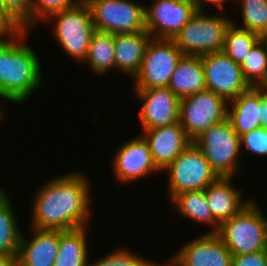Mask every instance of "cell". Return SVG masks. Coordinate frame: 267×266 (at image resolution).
Wrapping results in <instances>:
<instances>
[{"label": "cell", "instance_id": "6da1fadb", "mask_svg": "<svg viewBox=\"0 0 267 266\" xmlns=\"http://www.w3.org/2000/svg\"><path fill=\"white\" fill-rule=\"evenodd\" d=\"M84 173L79 170L60 174L41 185L31 203L29 227L61 231L87 227L92 198L91 182Z\"/></svg>", "mask_w": 267, "mask_h": 266}, {"label": "cell", "instance_id": "7a4b0ae2", "mask_svg": "<svg viewBox=\"0 0 267 266\" xmlns=\"http://www.w3.org/2000/svg\"><path fill=\"white\" fill-rule=\"evenodd\" d=\"M30 31L24 29L16 37L0 41V107L3 110L8 102L24 104L44 84L39 54L26 42Z\"/></svg>", "mask_w": 267, "mask_h": 266}, {"label": "cell", "instance_id": "3957f363", "mask_svg": "<svg viewBox=\"0 0 267 266\" xmlns=\"http://www.w3.org/2000/svg\"><path fill=\"white\" fill-rule=\"evenodd\" d=\"M53 20V21H52ZM46 21V22H45ZM51 25V36L60 49L76 63H83L95 31L90 6L81 0L75 6L49 15L43 23Z\"/></svg>", "mask_w": 267, "mask_h": 266}, {"label": "cell", "instance_id": "277c9868", "mask_svg": "<svg viewBox=\"0 0 267 266\" xmlns=\"http://www.w3.org/2000/svg\"><path fill=\"white\" fill-rule=\"evenodd\" d=\"M252 199L237 215L222 222L216 232L233 256L267 250V216Z\"/></svg>", "mask_w": 267, "mask_h": 266}, {"label": "cell", "instance_id": "5b68a950", "mask_svg": "<svg viewBox=\"0 0 267 266\" xmlns=\"http://www.w3.org/2000/svg\"><path fill=\"white\" fill-rule=\"evenodd\" d=\"M198 9L173 41L184 55L202 56L222 52L232 18Z\"/></svg>", "mask_w": 267, "mask_h": 266}, {"label": "cell", "instance_id": "8992f818", "mask_svg": "<svg viewBox=\"0 0 267 266\" xmlns=\"http://www.w3.org/2000/svg\"><path fill=\"white\" fill-rule=\"evenodd\" d=\"M193 143L203 152L218 177H234L240 169V136L228 119L211 126Z\"/></svg>", "mask_w": 267, "mask_h": 266}, {"label": "cell", "instance_id": "52a82bcc", "mask_svg": "<svg viewBox=\"0 0 267 266\" xmlns=\"http://www.w3.org/2000/svg\"><path fill=\"white\" fill-rule=\"evenodd\" d=\"M163 171L168 177L169 200L181 192L206 189L219 178L193 142Z\"/></svg>", "mask_w": 267, "mask_h": 266}, {"label": "cell", "instance_id": "ba28073f", "mask_svg": "<svg viewBox=\"0 0 267 266\" xmlns=\"http://www.w3.org/2000/svg\"><path fill=\"white\" fill-rule=\"evenodd\" d=\"M227 115L228 101L207 89L180 100L179 123L192 142Z\"/></svg>", "mask_w": 267, "mask_h": 266}, {"label": "cell", "instance_id": "9c48e42d", "mask_svg": "<svg viewBox=\"0 0 267 266\" xmlns=\"http://www.w3.org/2000/svg\"><path fill=\"white\" fill-rule=\"evenodd\" d=\"M183 55L173 40L151 38L145 48L140 70L132 79L133 90L168 87Z\"/></svg>", "mask_w": 267, "mask_h": 266}, {"label": "cell", "instance_id": "30bf717a", "mask_svg": "<svg viewBox=\"0 0 267 266\" xmlns=\"http://www.w3.org/2000/svg\"><path fill=\"white\" fill-rule=\"evenodd\" d=\"M95 30L113 35L146 30L145 5L133 0H85Z\"/></svg>", "mask_w": 267, "mask_h": 266}, {"label": "cell", "instance_id": "8fae6325", "mask_svg": "<svg viewBox=\"0 0 267 266\" xmlns=\"http://www.w3.org/2000/svg\"><path fill=\"white\" fill-rule=\"evenodd\" d=\"M198 9L191 0H153L145 6L146 31L154 39L173 40Z\"/></svg>", "mask_w": 267, "mask_h": 266}, {"label": "cell", "instance_id": "7c38bea8", "mask_svg": "<svg viewBox=\"0 0 267 266\" xmlns=\"http://www.w3.org/2000/svg\"><path fill=\"white\" fill-rule=\"evenodd\" d=\"M201 60L206 89L228 102L251 87L243 77L240 64L234 62L223 52L202 55Z\"/></svg>", "mask_w": 267, "mask_h": 266}, {"label": "cell", "instance_id": "4fadbf2b", "mask_svg": "<svg viewBox=\"0 0 267 266\" xmlns=\"http://www.w3.org/2000/svg\"><path fill=\"white\" fill-rule=\"evenodd\" d=\"M111 168L117 182L132 184L152 173L160 172L156 167L148 142L143 135L128 139L113 155Z\"/></svg>", "mask_w": 267, "mask_h": 266}, {"label": "cell", "instance_id": "5bb4252c", "mask_svg": "<svg viewBox=\"0 0 267 266\" xmlns=\"http://www.w3.org/2000/svg\"><path fill=\"white\" fill-rule=\"evenodd\" d=\"M141 102L138 115L142 130L168 126L179 122L180 98L168 87L134 90Z\"/></svg>", "mask_w": 267, "mask_h": 266}, {"label": "cell", "instance_id": "9a60e30c", "mask_svg": "<svg viewBox=\"0 0 267 266\" xmlns=\"http://www.w3.org/2000/svg\"><path fill=\"white\" fill-rule=\"evenodd\" d=\"M232 254L216 233H203L187 241L172 260L177 266H232Z\"/></svg>", "mask_w": 267, "mask_h": 266}, {"label": "cell", "instance_id": "2e32d148", "mask_svg": "<svg viewBox=\"0 0 267 266\" xmlns=\"http://www.w3.org/2000/svg\"><path fill=\"white\" fill-rule=\"evenodd\" d=\"M141 132L148 142L153 161L161 172L192 143L179 122Z\"/></svg>", "mask_w": 267, "mask_h": 266}, {"label": "cell", "instance_id": "e0dca14e", "mask_svg": "<svg viewBox=\"0 0 267 266\" xmlns=\"http://www.w3.org/2000/svg\"><path fill=\"white\" fill-rule=\"evenodd\" d=\"M30 228L32 236L22 234L17 266H53L60 242V230ZM30 237V239H29Z\"/></svg>", "mask_w": 267, "mask_h": 266}, {"label": "cell", "instance_id": "ac0fdd59", "mask_svg": "<svg viewBox=\"0 0 267 266\" xmlns=\"http://www.w3.org/2000/svg\"><path fill=\"white\" fill-rule=\"evenodd\" d=\"M234 177H219L205 190L206 199L214 219L221 224L237 215L253 198H242L244 189H236Z\"/></svg>", "mask_w": 267, "mask_h": 266}, {"label": "cell", "instance_id": "d6986e66", "mask_svg": "<svg viewBox=\"0 0 267 266\" xmlns=\"http://www.w3.org/2000/svg\"><path fill=\"white\" fill-rule=\"evenodd\" d=\"M151 38L146 30L115 35V71L133 79L140 70L145 48Z\"/></svg>", "mask_w": 267, "mask_h": 266}, {"label": "cell", "instance_id": "ffe728a7", "mask_svg": "<svg viewBox=\"0 0 267 266\" xmlns=\"http://www.w3.org/2000/svg\"><path fill=\"white\" fill-rule=\"evenodd\" d=\"M227 119L239 136L260 128L259 87L251 86L230 100Z\"/></svg>", "mask_w": 267, "mask_h": 266}, {"label": "cell", "instance_id": "44dd1931", "mask_svg": "<svg viewBox=\"0 0 267 266\" xmlns=\"http://www.w3.org/2000/svg\"><path fill=\"white\" fill-rule=\"evenodd\" d=\"M168 88L180 99L206 89L201 56L183 55Z\"/></svg>", "mask_w": 267, "mask_h": 266}, {"label": "cell", "instance_id": "7402d4cb", "mask_svg": "<svg viewBox=\"0 0 267 266\" xmlns=\"http://www.w3.org/2000/svg\"><path fill=\"white\" fill-rule=\"evenodd\" d=\"M173 211L177 210L183 218L196 221L200 225H208V233H216L219 223L214 219L210 209L205 190L185 191L175 195L170 201Z\"/></svg>", "mask_w": 267, "mask_h": 266}, {"label": "cell", "instance_id": "603a6c76", "mask_svg": "<svg viewBox=\"0 0 267 266\" xmlns=\"http://www.w3.org/2000/svg\"><path fill=\"white\" fill-rule=\"evenodd\" d=\"M87 227L68 231L60 230V242L53 266H88L89 252Z\"/></svg>", "mask_w": 267, "mask_h": 266}, {"label": "cell", "instance_id": "cb8c5ba5", "mask_svg": "<svg viewBox=\"0 0 267 266\" xmlns=\"http://www.w3.org/2000/svg\"><path fill=\"white\" fill-rule=\"evenodd\" d=\"M115 35L95 30L90 39L88 54L82 64H88L95 76L115 71Z\"/></svg>", "mask_w": 267, "mask_h": 266}, {"label": "cell", "instance_id": "d4e9b609", "mask_svg": "<svg viewBox=\"0 0 267 266\" xmlns=\"http://www.w3.org/2000/svg\"><path fill=\"white\" fill-rule=\"evenodd\" d=\"M0 189V253L13 255L17 258L23 232L17 224L18 218L11 198L6 191Z\"/></svg>", "mask_w": 267, "mask_h": 266}, {"label": "cell", "instance_id": "484cf974", "mask_svg": "<svg viewBox=\"0 0 267 266\" xmlns=\"http://www.w3.org/2000/svg\"><path fill=\"white\" fill-rule=\"evenodd\" d=\"M262 39L258 34L241 29L233 24L225 35L222 52L237 64H242L248 52Z\"/></svg>", "mask_w": 267, "mask_h": 266}, {"label": "cell", "instance_id": "4316f807", "mask_svg": "<svg viewBox=\"0 0 267 266\" xmlns=\"http://www.w3.org/2000/svg\"><path fill=\"white\" fill-rule=\"evenodd\" d=\"M243 77L253 87H267V45L261 39L240 65Z\"/></svg>", "mask_w": 267, "mask_h": 266}, {"label": "cell", "instance_id": "83f0119b", "mask_svg": "<svg viewBox=\"0 0 267 266\" xmlns=\"http://www.w3.org/2000/svg\"><path fill=\"white\" fill-rule=\"evenodd\" d=\"M236 1V0H235ZM238 1V2H237ZM240 5L242 27L232 19V24L260 37L267 36V0H237Z\"/></svg>", "mask_w": 267, "mask_h": 266}, {"label": "cell", "instance_id": "f1b7e54d", "mask_svg": "<svg viewBox=\"0 0 267 266\" xmlns=\"http://www.w3.org/2000/svg\"><path fill=\"white\" fill-rule=\"evenodd\" d=\"M133 251L131 247L127 248L126 245L122 247L117 245L116 248L112 251L109 250V253L99 259L94 261L89 259L88 266H144L149 261L150 258Z\"/></svg>", "mask_w": 267, "mask_h": 266}, {"label": "cell", "instance_id": "f546056e", "mask_svg": "<svg viewBox=\"0 0 267 266\" xmlns=\"http://www.w3.org/2000/svg\"><path fill=\"white\" fill-rule=\"evenodd\" d=\"M81 0H32V30L49 15L71 8Z\"/></svg>", "mask_w": 267, "mask_h": 266}, {"label": "cell", "instance_id": "4dcf8cb0", "mask_svg": "<svg viewBox=\"0 0 267 266\" xmlns=\"http://www.w3.org/2000/svg\"><path fill=\"white\" fill-rule=\"evenodd\" d=\"M0 4L23 29H32V0H0Z\"/></svg>", "mask_w": 267, "mask_h": 266}, {"label": "cell", "instance_id": "1f68e13d", "mask_svg": "<svg viewBox=\"0 0 267 266\" xmlns=\"http://www.w3.org/2000/svg\"><path fill=\"white\" fill-rule=\"evenodd\" d=\"M244 146V147H243ZM257 157L267 156V129L260 127L240 136V151Z\"/></svg>", "mask_w": 267, "mask_h": 266}, {"label": "cell", "instance_id": "d6a6232c", "mask_svg": "<svg viewBox=\"0 0 267 266\" xmlns=\"http://www.w3.org/2000/svg\"><path fill=\"white\" fill-rule=\"evenodd\" d=\"M24 29L3 9L0 4V41L16 37Z\"/></svg>", "mask_w": 267, "mask_h": 266}, {"label": "cell", "instance_id": "836d02e7", "mask_svg": "<svg viewBox=\"0 0 267 266\" xmlns=\"http://www.w3.org/2000/svg\"><path fill=\"white\" fill-rule=\"evenodd\" d=\"M232 266H267V250L232 256Z\"/></svg>", "mask_w": 267, "mask_h": 266}, {"label": "cell", "instance_id": "e575fe53", "mask_svg": "<svg viewBox=\"0 0 267 266\" xmlns=\"http://www.w3.org/2000/svg\"><path fill=\"white\" fill-rule=\"evenodd\" d=\"M260 126L267 129V87H259Z\"/></svg>", "mask_w": 267, "mask_h": 266}, {"label": "cell", "instance_id": "d590c367", "mask_svg": "<svg viewBox=\"0 0 267 266\" xmlns=\"http://www.w3.org/2000/svg\"><path fill=\"white\" fill-rule=\"evenodd\" d=\"M228 1H231V0H196V4H197V7L199 9H206V5L210 4V5H213V6H216L217 11L218 13L221 12V13H225L224 10H226V4H228L227 2ZM226 3V4H225Z\"/></svg>", "mask_w": 267, "mask_h": 266}, {"label": "cell", "instance_id": "8d00e7d4", "mask_svg": "<svg viewBox=\"0 0 267 266\" xmlns=\"http://www.w3.org/2000/svg\"><path fill=\"white\" fill-rule=\"evenodd\" d=\"M0 266H17L16 257L13 255L0 253Z\"/></svg>", "mask_w": 267, "mask_h": 266}, {"label": "cell", "instance_id": "74e56055", "mask_svg": "<svg viewBox=\"0 0 267 266\" xmlns=\"http://www.w3.org/2000/svg\"><path fill=\"white\" fill-rule=\"evenodd\" d=\"M155 261H152L150 258L149 261L144 266H177V264L172 259H168L167 264H165V263L159 264V261H158V263H157V260H155Z\"/></svg>", "mask_w": 267, "mask_h": 266}, {"label": "cell", "instance_id": "f35d334b", "mask_svg": "<svg viewBox=\"0 0 267 266\" xmlns=\"http://www.w3.org/2000/svg\"><path fill=\"white\" fill-rule=\"evenodd\" d=\"M5 112H6V110H4V111L0 114V128H1V123H3V121H4V116H5V114H6ZM2 120H3V121H2ZM1 188H3V186H2V187L0 186V189H1Z\"/></svg>", "mask_w": 267, "mask_h": 266}, {"label": "cell", "instance_id": "ab89813d", "mask_svg": "<svg viewBox=\"0 0 267 266\" xmlns=\"http://www.w3.org/2000/svg\"><path fill=\"white\" fill-rule=\"evenodd\" d=\"M262 39L266 42L267 45V36L263 37Z\"/></svg>", "mask_w": 267, "mask_h": 266}, {"label": "cell", "instance_id": "60d3db41", "mask_svg": "<svg viewBox=\"0 0 267 266\" xmlns=\"http://www.w3.org/2000/svg\"><path fill=\"white\" fill-rule=\"evenodd\" d=\"M4 110L0 107V114L3 112Z\"/></svg>", "mask_w": 267, "mask_h": 266}]
</instances>
